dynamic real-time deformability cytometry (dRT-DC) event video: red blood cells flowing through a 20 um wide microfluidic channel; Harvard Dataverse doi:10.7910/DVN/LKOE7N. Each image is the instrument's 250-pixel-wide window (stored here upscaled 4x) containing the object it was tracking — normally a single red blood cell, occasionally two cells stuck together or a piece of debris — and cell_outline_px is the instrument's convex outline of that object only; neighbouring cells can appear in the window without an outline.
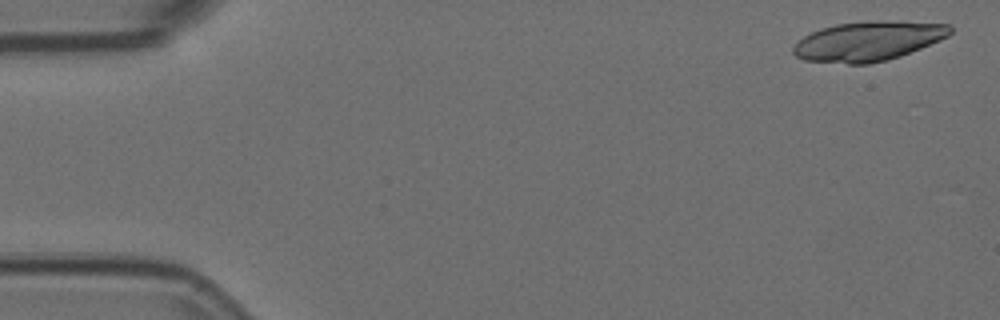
{"species": "Egyptian fruit bat (a non-hibernating species)", "species_latin": "Rousettus aegyptiacus", "temperature_condition": "room temperature", "stored_images_in_passage": 18, "camera_frame_rate_fps": 3000, "um_per_image_px": 0.085, "animal": {"sex": "female"}, "frame": {"image": 1, "passage_image": 2, "time_ms": 0.333, "image_size_px": [1000, 320], "cell_outline_px": [[952, 32], [948, 36], [940, 40], [900, 56], [868, 64], [848, 64], [804, 60], [796, 56], [792, 52], [792, 48], [804, 36], [820, 28], [836, 24], [868, 20], [872, 20], [952, 24]], "centroid_in_image_um": [73.79, 3.49], "position_along_channel_um": 11.2, "area_um2": 36.07}}